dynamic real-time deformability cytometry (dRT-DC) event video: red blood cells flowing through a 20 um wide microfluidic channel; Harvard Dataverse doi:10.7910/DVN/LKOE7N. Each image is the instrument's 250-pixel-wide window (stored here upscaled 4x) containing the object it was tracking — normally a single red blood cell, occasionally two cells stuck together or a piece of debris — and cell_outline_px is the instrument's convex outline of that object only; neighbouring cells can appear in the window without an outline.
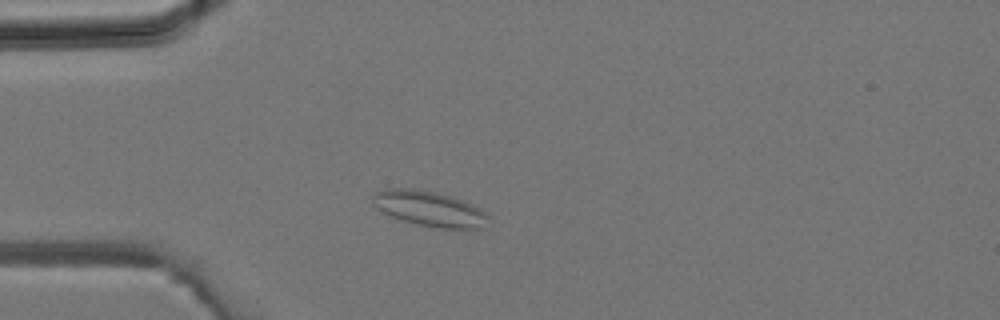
{"species": "common noctule bat (a hibernating species)", "species_latin": "Nyctalus noctula", "temperature_condition": "room temperature", "stored_images_in_passage": 1, "camera_frame_rate_fps": 3000, "um_per_image_px": 0.085, "animal": {"sex": "male", "body_mass_g": 19.2, "forearm_length_mm": 51.8}, "frame": {"image": 1, "passage_image": 1, "time_ms": 0.0, "image_size_px": [1000, 320], "cell_outline_px": [[488, 216], [484, 228], [436, 228], [416, 224], [392, 216], [384, 212], [372, 204], [372, 196], [376, 192], [388, 188], [412, 188], [436, 192], [460, 200], [484, 212]], "centroid_in_image_um": [36.44, 17.74], "position_along_channel_um": 48.6, "area_um2": 23.18}}